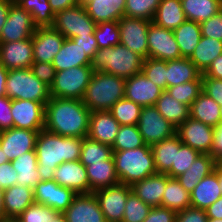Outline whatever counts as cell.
Returning <instances> with one entry per match:
<instances>
[{"label":"cell","instance_id":"6da1fadb","mask_svg":"<svg viewBox=\"0 0 222 222\" xmlns=\"http://www.w3.org/2000/svg\"><path fill=\"white\" fill-rule=\"evenodd\" d=\"M90 113L82 100L50 97L45 105L44 129L61 136L87 137Z\"/></svg>","mask_w":222,"mask_h":222},{"label":"cell","instance_id":"7a4b0ae2","mask_svg":"<svg viewBox=\"0 0 222 222\" xmlns=\"http://www.w3.org/2000/svg\"><path fill=\"white\" fill-rule=\"evenodd\" d=\"M82 139L40 130L35 151L41 181L54 180L55 169L63 162L80 160Z\"/></svg>","mask_w":222,"mask_h":222},{"label":"cell","instance_id":"3957f363","mask_svg":"<svg viewBox=\"0 0 222 222\" xmlns=\"http://www.w3.org/2000/svg\"><path fill=\"white\" fill-rule=\"evenodd\" d=\"M144 58L126 46H115L98 49L91 67L93 72H105L127 79L142 72Z\"/></svg>","mask_w":222,"mask_h":222},{"label":"cell","instance_id":"277c9868","mask_svg":"<svg viewBox=\"0 0 222 222\" xmlns=\"http://www.w3.org/2000/svg\"><path fill=\"white\" fill-rule=\"evenodd\" d=\"M113 160L121 184L132 186L157 173L151 146L146 144L135 149L113 151Z\"/></svg>","mask_w":222,"mask_h":222},{"label":"cell","instance_id":"5b68a950","mask_svg":"<svg viewBox=\"0 0 222 222\" xmlns=\"http://www.w3.org/2000/svg\"><path fill=\"white\" fill-rule=\"evenodd\" d=\"M124 96V78L105 72H94L82 101L91 112L102 111L110 110Z\"/></svg>","mask_w":222,"mask_h":222},{"label":"cell","instance_id":"8992f818","mask_svg":"<svg viewBox=\"0 0 222 222\" xmlns=\"http://www.w3.org/2000/svg\"><path fill=\"white\" fill-rule=\"evenodd\" d=\"M6 96L9 99L37 101L46 104L51 97L50 86L40 81L30 68L8 70Z\"/></svg>","mask_w":222,"mask_h":222},{"label":"cell","instance_id":"52a82bcc","mask_svg":"<svg viewBox=\"0 0 222 222\" xmlns=\"http://www.w3.org/2000/svg\"><path fill=\"white\" fill-rule=\"evenodd\" d=\"M93 73L91 65L56 72L51 97L82 100Z\"/></svg>","mask_w":222,"mask_h":222},{"label":"cell","instance_id":"ba28073f","mask_svg":"<svg viewBox=\"0 0 222 222\" xmlns=\"http://www.w3.org/2000/svg\"><path fill=\"white\" fill-rule=\"evenodd\" d=\"M96 26L97 24L87 14L82 2L74 7L58 11L53 24V27L68 39L78 35L94 34Z\"/></svg>","mask_w":222,"mask_h":222},{"label":"cell","instance_id":"9c48e42d","mask_svg":"<svg viewBox=\"0 0 222 222\" xmlns=\"http://www.w3.org/2000/svg\"><path fill=\"white\" fill-rule=\"evenodd\" d=\"M137 126L144 143L149 146L174 136L177 130L155 106L142 107Z\"/></svg>","mask_w":222,"mask_h":222},{"label":"cell","instance_id":"30bf717a","mask_svg":"<svg viewBox=\"0 0 222 222\" xmlns=\"http://www.w3.org/2000/svg\"><path fill=\"white\" fill-rule=\"evenodd\" d=\"M151 21L143 18L123 16L118 21L120 44L142 56L148 58L147 34Z\"/></svg>","mask_w":222,"mask_h":222},{"label":"cell","instance_id":"8fae6325","mask_svg":"<svg viewBox=\"0 0 222 222\" xmlns=\"http://www.w3.org/2000/svg\"><path fill=\"white\" fill-rule=\"evenodd\" d=\"M148 57L157 60L181 59V53L172 30L150 22L147 34Z\"/></svg>","mask_w":222,"mask_h":222},{"label":"cell","instance_id":"7c38bea8","mask_svg":"<svg viewBox=\"0 0 222 222\" xmlns=\"http://www.w3.org/2000/svg\"><path fill=\"white\" fill-rule=\"evenodd\" d=\"M131 191V186L119 183L93 192L106 222H122L125 204Z\"/></svg>","mask_w":222,"mask_h":222},{"label":"cell","instance_id":"4fadbf2b","mask_svg":"<svg viewBox=\"0 0 222 222\" xmlns=\"http://www.w3.org/2000/svg\"><path fill=\"white\" fill-rule=\"evenodd\" d=\"M176 134L184 145L200 154H209L213 144L214 127L191 117L177 127Z\"/></svg>","mask_w":222,"mask_h":222},{"label":"cell","instance_id":"5bb4252c","mask_svg":"<svg viewBox=\"0 0 222 222\" xmlns=\"http://www.w3.org/2000/svg\"><path fill=\"white\" fill-rule=\"evenodd\" d=\"M45 105L37 101L12 99L13 127L43 130L45 126Z\"/></svg>","mask_w":222,"mask_h":222},{"label":"cell","instance_id":"9a60e30c","mask_svg":"<svg viewBox=\"0 0 222 222\" xmlns=\"http://www.w3.org/2000/svg\"><path fill=\"white\" fill-rule=\"evenodd\" d=\"M36 26L30 12L18 4H11L7 20L0 33V42H13L31 38Z\"/></svg>","mask_w":222,"mask_h":222},{"label":"cell","instance_id":"2e32d148","mask_svg":"<svg viewBox=\"0 0 222 222\" xmlns=\"http://www.w3.org/2000/svg\"><path fill=\"white\" fill-rule=\"evenodd\" d=\"M34 200L63 213L73 201L77 193L59 185L54 180L40 181L34 188Z\"/></svg>","mask_w":222,"mask_h":222},{"label":"cell","instance_id":"e0dca14e","mask_svg":"<svg viewBox=\"0 0 222 222\" xmlns=\"http://www.w3.org/2000/svg\"><path fill=\"white\" fill-rule=\"evenodd\" d=\"M65 37L53 26L36 27L32 36L33 61L52 63Z\"/></svg>","mask_w":222,"mask_h":222},{"label":"cell","instance_id":"ac0fdd59","mask_svg":"<svg viewBox=\"0 0 222 222\" xmlns=\"http://www.w3.org/2000/svg\"><path fill=\"white\" fill-rule=\"evenodd\" d=\"M40 130L10 128L1 131L0 147L9 161L21 154L35 150L36 138Z\"/></svg>","mask_w":222,"mask_h":222},{"label":"cell","instance_id":"d6986e66","mask_svg":"<svg viewBox=\"0 0 222 222\" xmlns=\"http://www.w3.org/2000/svg\"><path fill=\"white\" fill-rule=\"evenodd\" d=\"M164 90L149 80L143 72L125 79L124 98L141 107L155 106Z\"/></svg>","mask_w":222,"mask_h":222},{"label":"cell","instance_id":"ffe728a7","mask_svg":"<svg viewBox=\"0 0 222 222\" xmlns=\"http://www.w3.org/2000/svg\"><path fill=\"white\" fill-rule=\"evenodd\" d=\"M0 63L8 70L31 68L32 37L13 42H0Z\"/></svg>","mask_w":222,"mask_h":222},{"label":"cell","instance_id":"44dd1931","mask_svg":"<svg viewBox=\"0 0 222 222\" xmlns=\"http://www.w3.org/2000/svg\"><path fill=\"white\" fill-rule=\"evenodd\" d=\"M63 214L67 222H106L93 192L77 194Z\"/></svg>","mask_w":222,"mask_h":222},{"label":"cell","instance_id":"7402d4cb","mask_svg":"<svg viewBox=\"0 0 222 222\" xmlns=\"http://www.w3.org/2000/svg\"><path fill=\"white\" fill-rule=\"evenodd\" d=\"M54 181L74 190L77 194L90 193L86 168L80 160L60 164L55 169Z\"/></svg>","mask_w":222,"mask_h":222},{"label":"cell","instance_id":"603a6c76","mask_svg":"<svg viewBox=\"0 0 222 222\" xmlns=\"http://www.w3.org/2000/svg\"><path fill=\"white\" fill-rule=\"evenodd\" d=\"M120 126L109 110L93 111L90 113L87 137L112 146Z\"/></svg>","mask_w":222,"mask_h":222},{"label":"cell","instance_id":"cb8c5ba5","mask_svg":"<svg viewBox=\"0 0 222 222\" xmlns=\"http://www.w3.org/2000/svg\"><path fill=\"white\" fill-rule=\"evenodd\" d=\"M34 192L31 187L13 185L3 190L5 222L15 220L22 212L34 203Z\"/></svg>","mask_w":222,"mask_h":222},{"label":"cell","instance_id":"d4e9b609","mask_svg":"<svg viewBox=\"0 0 222 222\" xmlns=\"http://www.w3.org/2000/svg\"><path fill=\"white\" fill-rule=\"evenodd\" d=\"M222 196L218 182V166L190 192L191 207L205 210Z\"/></svg>","mask_w":222,"mask_h":222},{"label":"cell","instance_id":"484cf974","mask_svg":"<svg viewBox=\"0 0 222 222\" xmlns=\"http://www.w3.org/2000/svg\"><path fill=\"white\" fill-rule=\"evenodd\" d=\"M81 2L96 24L119 21L124 16L126 0H81Z\"/></svg>","mask_w":222,"mask_h":222},{"label":"cell","instance_id":"4316f807","mask_svg":"<svg viewBox=\"0 0 222 222\" xmlns=\"http://www.w3.org/2000/svg\"><path fill=\"white\" fill-rule=\"evenodd\" d=\"M166 187V174L155 173L134 183L132 191L151 207L161 206L163 192Z\"/></svg>","mask_w":222,"mask_h":222},{"label":"cell","instance_id":"83f0119b","mask_svg":"<svg viewBox=\"0 0 222 222\" xmlns=\"http://www.w3.org/2000/svg\"><path fill=\"white\" fill-rule=\"evenodd\" d=\"M92 60L72 39L65 38L61 49L54 56L52 65L56 72L78 66L91 65Z\"/></svg>","mask_w":222,"mask_h":222},{"label":"cell","instance_id":"f1b7e54d","mask_svg":"<svg viewBox=\"0 0 222 222\" xmlns=\"http://www.w3.org/2000/svg\"><path fill=\"white\" fill-rule=\"evenodd\" d=\"M90 186V193L98 189L119 184L113 156L110 159L85 166Z\"/></svg>","mask_w":222,"mask_h":222},{"label":"cell","instance_id":"f546056e","mask_svg":"<svg viewBox=\"0 0 222 222\" xmlns=\"http://www.w3.org/2000/svg\"><path fill=\"white\" fill-rule=\"evenodd\" d=\"M216 165L217 162L209 154H200L190 168L176 179L190 193L200 180L214 171Z\"/></svg>","mask_w":222,"mask_h":222},{"label":"cell","instance_id":"4dcf8cb0","mask_svg":"<svg viewBox=\"0 0 222 222\" xmlns=\"http://www.w3.org/2000/svg\"><path fill=\"white\" fill-rule=\"evenodd\" d=\"M190 81H202V72L189 58L167 61V88Z\"/></svg>","mask_w":222,"mask_h":222},{"label":"cell","instance_id":"1f68e13d","mask_svg":"<svg viewBox=\"0 0 222 222\" xmlns=\"http://www.w3.org/2000/svg\"><path fill=\"white\" fill-rule=\"evenodd\" d=\"M220 104L203 91L189 107L190 117L203 124L215 127L221 123Z\"/></svg>","mask_w":222,"mask_h":222},{"label":"cell","instance_id":"d6a6232c","mask_svg":"<svg viewBox=\"0 0 222 222\" xmlns=\"http://www.w3.org/2000/svg\"><path fill=\"white\" fill-rule=\"evenodd\" d=\"M13 168L18 173L16 185L31 187L32 189L41 181L37 171L38 162L36 151H28L11 161Z\"/></svg>","mask_w":222,"mask_h":222},{"label":"cell","instance_id":"836d02e7","mask_svg":"<svg viewBox=\"0 0 222 222\" xmlns=\"http://www.w3.org/2000/svg\"><path fill=\"white\" fill-rule=\"evenodd\" d=\"M182 144L179 136L175 134L151 146L157 173L166 174L171 169L172 164H175L176 150Z\"/></svg>","mask_w":222,"mask_h":222},{"label":"cell","instance_id":"e575fe53","mask_svg":"<svg viewBox=\"0 0 222 222\" xmlns=\"http://www.w3.org/2000/svg\"><path fill=\"white\" fill-rule=\"evenodd\" d=\"M186 20L180 0H161L152 22L173 31Z\"/></svg>","mask_w":222,"mask_h":222},{"label":"cell","instance_id":"d590c367","mask_svg":"<svg viewBox=\"0 0 222 222\" xmlns=\"http://www.w3.org/2000/svg\"><path fill=\"white\" fill-rule=\"evenodd\" d=\"M155 107L176 128L190 117L189 106L173 98L166 90L157 99Z\"/></svg>","mask_w":222,"mask_h":222},{"label":"cell","instance_id":"8d00e7d4","mask_svg":"<svg viewBox=\"0 0 222 222\" xmlns=\"http://www.w3.org/2000/svg\"><path fill=\"white\" fill-rule=\"evenodd\" d=\"M173 33L182 58H190L202 36L200 24L186 20Z\"/></svg>","mask_w":222,"mask_h":222},{"label":"cell","instance_id":"74e56055","mask_svg":"<svg viewBox=\"0 0 222 222\" xmlns=\"http://www.w3.org/2000/svg\"><path fill=\"white\" fill-rule=\"evenodd\" d=\"M186 19L199 24L222 9V0H180Z\"/></svg>","mask_w":222,"mask_h":222},{"label":"cell","instance_id":"f35d334b","mask_svg":"<svg viewBox=\"0 0 222 222\" xmlns=\"http://www.w3.org/2000/svg\"><path fill=\"white\" fill-rule=\"evenodd\" d=\"M161 207L169 208L176 212L191 207L190 193L185 190L176 178L169 177L167 174Z\"/></svg>","mask_w":222,"mask_h":222},{"label":"cell","instance_id":"ab89813d","mask_svg":"<svg viewBox=\"0 0 222 222\" xmlns=\"http://www.w3.org/2000/svg\"><path fill=\"white\" fill-rule=\"evenodd\" d=\"M222 54V41L201 36L190 60L203 73Z\"/></svg>","mask_w":222,"mask_h":222},{"label":"cell","instance_id":"60d3db41","mask_svg":"<svg viewBox=\"0 0 222 222\" xmlns=\"http://www.w3.org/2000/svg\"><path fill=\"white\" fill-rule=\"evenodd\" d=\"M113 150L110 145L102 144L88 137L82 139L80 162L84 166L110 159Z\"/></svg>","mask_w":222,"mask_h":222},{"label":"cell","instance_id":"b9f144b4","mask_svg":"<svg viewBox=\"0 0 222 222\" xmlns=\"http://www.w3.org/2000/svg\"><path fill=\"white\" fill-rule=\"evenodd\" d=\"M19 5L30 12L33 24L36 27L53 26L55 13L48 0H23Z\"/></svg>","mask_w":222,"mask_h":222},{"label":"cell","instance_id":"7bdbcfd3","mask_svg":"<svg viewBox=\"0 0 222 222\" xmlns=\"http://www.w3.org/2000/svg\"><path fill=\"white\" fill-rule=\"evenodd\" d=\"M144 144L137 125H121L111 147L113 151H124L141 147Z\"/></svg>","mask_w":222,"mask_h":222},{"label":"cell","instance_id":"ee69618b","mask_svg":"<svg viewBox=\"0 0 222 222\" xmlns=\"http://www.w3.org/2000/svg\"><path fill=\"white\" fill-rule=\"evenodd\" d=\"M142 107L125 98L117 101L109 110L120 125H137Z\"/></svg>","mask_w":222,"mask_h":222},{"label":"cell","instance_id":"f6af8a7d","mask_svg":"<svg viewBox=\"0 0 222 222\" xmlns=\"http://www.w3.org/2000/svg\"><path fill=\"white\" fill-rule=\"evenodd\" d=\"M161 0H126L124 16L152 21Z\"/></svg>","mask_w":222,"mask_h":222},{"label":"cell","instance_id":"bcb514c9","mask_svg":"<svg viewBox=\"0 0 222 222\" xmlns=\"http://www.w3.org/2000/svg\"><path fill=\"white\" fill-rule=\"evenodd\" d=\"M94 35L97 40L98 49L120 44L118 21L98 23L95 28Z\"/></svg>","mask_w":222,"mask_h":222},{"label":"cell","instance_id":"7dc6e473","mask_svg":"<svg viewBox=\"0 0 222 222\" xmlns=\"http://www.w3.org/2000/svg\"><path fill=\"white\" fill-rule=\"evenodd\" d=\"M152 207L143 202L133 191L128 194L122 222H143Z\"/></svg>","mask_w":222,"mask_h":222},{"label":"cell","instance_id":"c3c4849f","mask_svg":"<svg viewBox=\"0 0 222 222\" xmlns=\"http://www.w3.org/2000/svg\"><path fill=\"white\" fill-rule=\"evenodd\" d=\"M142 72L154 84L167 89V61L148 57L143 61Z\"/></svg>","mask_w":222,"mask_h":222},{"label":"cell","instance_id":"681fc988","mask_svg":"<svg viewBox=\"0 0 222 222\" xmlns=\"http://www.w3.org/2000/svg\"><path fill=\"white\" fill-rule=\"evenodd\" d=\"M166 91L173 98L190 107L194 100L202 92V81H190L178 84L173 87H168Z\"/></svg>","mask_w":222,"mask_h":222},{"label":"cell","instance_id":"f907efd6","mask_svg":"<svg viewBox=\"0 0 222 222\" xmlns=\"http://www.w3.org/2000/svg\"><path fill=\"white\" fill-rule=\"evenodd\" d=\"M200 155L198 151L190 146L182 144L176 150L175 164H172L171 169L166 173L169 177L176 178L187 171L195 159Z\"/></svg>","mask_w":222,"mask_h":222},{"label":"cell","instance_id":"816d5d0a","mask_svg":"<svg viewBox=\"0 0 222 222\" xmlns=\"http://www.w3.org/2000/svg\"><path fill=\"white\" fill-rule=\"evenodd\" d=\"M59 212L41 203H32L16 218L17 222H49Z\"/></svg>","mask_w":222,"mask_h":222},{"label":"cell","instance_id":"f5cc1de1","mask_svg":"<svg viewBox=\"0 0 222 222\" xmlns=\"http://www.w3.org/2000/svg\"><path fill=\"white\" fill-rule=\"evenodd\" d=\"M203 37L222 41V9L214 16L200 24Z\"/></svg>","mask_w":222,"mask_h":222},{"label":"cell","instance_id":"db71d44e","mask_svg":"<svg viewBox=\"0 0 222 222\" xmlns=\"http://www.w3.org/2000/svg\"><path fill=\"white\" fill-rule=\"evenodd\" d=\"M30 69L40 81L48 86L54 83L56 71L52 63L34 62Z\"/></svg>","mask_w":222,"mask_h":222},{"label":"cell","instance_id":"11a10c76","mask_svg":"<svg viewBox=\"0 0 222 222\" xmlns=\"http://www.w3.org/2000/svg\"><path fill=\"white\" fill-rule=\"evenodd\" d=\"M177 212L169 208L152 207L143 222H176Z\"/></svg>","mask_w":222,"mask_h":222},{"label":"cell","instance_id":"9f6ffc18","mask_svg":"<svg viewBox=\"0 0 222 222\" xmlns=\"http://www.w3.org/2000/svg\"><path fill=\"white\" fill-rule=\"evenodd\" d=\"M202 91L219 104H222V80L202 75Z\"/></svg>","mask_w":222,"mask_h":222},{"label":"cell","instance_id":"6f0895ef","mask_svg":"<svg viewBox=\"0 0 222 222\" xmlns=\"http://www.w3.org/2000/svg\"><path fill=\"white\" fill-rule=\"evenodd\" d=\"M176 222H208L205 210L188 207L177 212Z\"/></svg>","mask_w":222,"mask_h":222},{"label":"cell","instance_id":"680465c9","mask_svg":"<svg viewBox=\"0 0 222 222\" xmlns=\"http://www.w3.org/2000/svg\"><path fill=\"white\" fill-rule=\"evenodd\" d=\"M18 173L13 168L11 161L0 165V189H6L16 185Z\"/></svg>","mask_w":222,"mask_h":222},{"label":"cell","instance_id":"91938a15","mask_svg":"<svg viewBox=\"0 0 222 222\" xmlns=\"http://www.w3.org/2000/svg\"><path fill=\"white\" fill-rule=\"evenodd\" d=\"M13 128L11 115V99L7 96L0 97V131Z\"/></svg>","mask_w":222,"mask_h":222},{"label":"cell","instance_id":"94428289","mask_svg":"<svg viewBox=\"0 0 222 222\" xmlns=\"http://www.w3.org/2000/svg\"><path fill=\"white\" fill-rule=\"evenodd\" d=\"M71 39L84 50L91 60L93 59L98 50V44L94 34L78 35Z\"/></svg>","mask_w":222,"mask_h":222},{"label":"cell","instance_id":"6125c7cd","mask_svg":"<svg viewBox=\"0 0 222 222\" xmlns=\"http://www.w3.org/2000/svg\"><path fill=\"white\" fill-rule=\"evenodd\" d=\"M209 155L216 162L222 159V123L214 127L213 144Z\"/></svg>","mask_w":222,"mask_h":222},{"label":"cell","instance_id":"be15d7a7","mask_svg":"<svg viewBox=\"0 0 222 222\" xmlns=\"http://www.w3.org/2000/svg\"><path fill=\"white\" fill-rule=\"evenodd\" d=\"M204 77L222 80V54L215 58L209 67L202 73Z\"/></svg>","mask_w":222,"mask_h":222},{"label":"cell","instance_id":"e7e4bbea","mask_svg":"<svg viewBox=\"0 0 222 222\" xmlns=\"http://www.w3.org/2000/svg\"><path fill=\"white\" fill-rule=\"evenodd\" d=\"M48 2L51 9L56 14L58 11L76 6L81 0H48Z\"/></svg>","mask_w":222,"mask_h":222},{"label":"cell","instance_id":"03108f58","mask_svg":"<svg viewBox=\"0 0 222 222\" xmlns=\"http://www.w3.org/2000/svg\"><path fill=\"white\" fill-rule=\"evenodd\" d=\"M208 219H222V196L205 209Z\"/></svg>","mask_w":222,"mask_h":222},{"label":"cell","instance_id":"003e7915","mask_svg":"<svg viewBox=\"0 0 222 222\" xmlns=\"http://www.w3.org/2000/svg\"><path fill=\"white\" fill-rule=\"evenodd\" d=\"M11 4V0H0V33L7 20Z\"/></svg>","mask_w":222,"mask_h":222},{"label":"cell","instance_id":"a7ac6f4b","mask_svg":"<svg viewBox=\"0 0 222 222\" xmlns=\"http://www.w3.org/2000/svg\"><path fill=\"white\" fill-rule=\"evenodd\" d=\"M8 69L0 63V97L6 96V79Z\"/></svg>","mask_w":222,"mask_h":222},{"label":"cell","instance_id":"89a4df30","mask_svg":"<svg viewBox=\"0 0 222 222\" xmlns=\"http://www.w3.org/2000/svg\"><path fill=\"white\" fill-rule=\"evenodd\" d=\"M0 222H5L4 204H3V189H0Z\"/></svg>","mask_w":222,"mask_h":222},{"label":"cell","instance_id":"2644e50d","mask_svg":"<svg viewBox=\"0 0 222 222\" xmlns=\"http://www.w3.org/2000/svg\"><path fill=\"white\" fill-rule=\"evenodd\" d=\"M49 222H67L63 213L59 212L55 218H51Z\"/></svg>","mask_w":222,"mask_h":222},{"label":"cell","instance_id":"8c879c8a","mask_svg":"<svg viewBox=\"0 0 222 222\" xmlns=\"http://www.w3.org/2000/svg\"><path fill=\"white\" fill-rule=\"evenodd\" d=\"M8 161H9V160H8L7 156H5V155L3 154V150H2L1 147H0V165L6 163V162H8Z\"/></svg>","mask_w":222,"mask_h":222},{"label":"cell","instance_id":"753ad0ef","mask_svg":"<svg viewBox=\"0 0 222 222\" xmlns=\"http://www.w3.org/2000/svg\"><path fill=\"white\" fill-rule=\"evenodd\" d=\"M218 182H219V187L222 192V170L218 167Z\"/></svg>","mask_w":222,"mask_h":222},{"label":"cell","instance_id":"34e18365","mask_svg":"<svg viewBox=\"0 0 222 222\" xmlns=\"http://www.w3.org/2000/svg\"><path fill=\"white\" fill-rule=\"evenodd\" d=\"M208 222H222V219H208Z\"/></svg>","mask_w":222,"mask_h":222},{"label":"cell","instance_id":"11e5206c","mask_svg":"<svg viewBox=\"0 0 222 222\" xmlns=\"http://www.w3.org/2000/svg\"><path fill=\"white\" fill-rule=\"evenodd\" d=\"M23 0H11L13 4H20Z\"/></svg>","mask_w":222,"mask_h":222},{"label":"cell","instance_id":"2a66077c","mask_svg":"<svg viewBox=\"0 0 222 222\" xmlns=\"http://www.w3.org/2000/svg\"><path fill=\"white\" fill-rule=\"evenodd\" d=\"M217 166L222 170V159L217 162Z\"/></svg>","mask_w":222,"mask_h":222},{"label":"cell","instance_id":"b9fcfbb0","mask_svg":"<svg viewBox=\"0 0 222 222\" xmlns=\"http://www.w3.org/2000/svg\"><path fill=\"white\" fill-rule=\"evenodd\" d=\"M219 112H220V116H221V123H222V104H220V109H219Z\"/></svg>","mask_w":222,"mask_h":222}]
</instances>
